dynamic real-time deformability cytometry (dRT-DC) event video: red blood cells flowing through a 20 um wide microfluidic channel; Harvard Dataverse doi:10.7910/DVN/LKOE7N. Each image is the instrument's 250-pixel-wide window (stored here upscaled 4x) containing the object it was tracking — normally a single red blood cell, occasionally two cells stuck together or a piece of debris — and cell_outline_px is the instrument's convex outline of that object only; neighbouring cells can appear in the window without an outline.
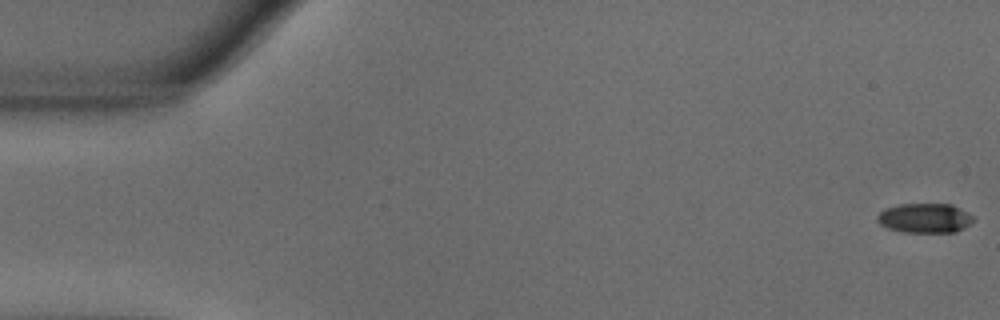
{"species": "common noctule bat (a hibernating species)", "species_latin": "Nyctalus noctula", "temperature_condition": "warm", "stored_images_in_passage": 56, "camera_frame_rate_fps": 3000, "um_per_image_px": 0.085, "animal": {"sex": "male", "body_mass_g": 18.8}, "frame": {"image": 1, "passage_image": 1, "time_ms": 0.0, "image_size_px": [1000, 320], "cell_outline_px": [[976, 220], [964, 228], [956, 232], [904, 232], [888, 228], [880, 224], [876, 220], [876, 216], [884, 208], [900, 204], [952, 204], [976, 216]], "centroid_in_image_um": [78.65, 18.53], "position_along_channel_um": 6.4, "area_um2": 16.82}}
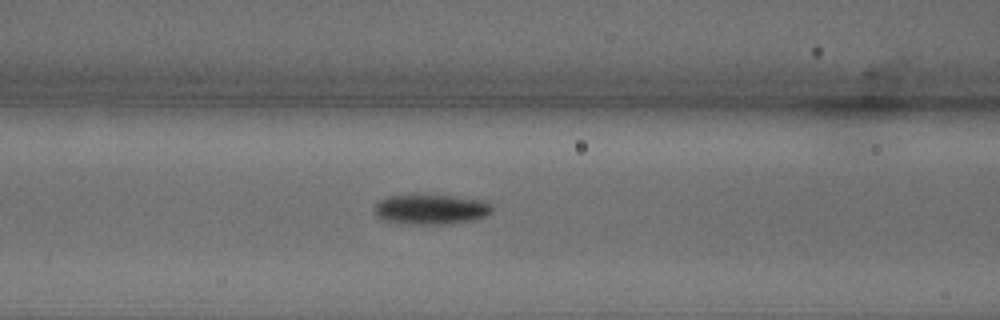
{"frame": {"image": 2, "passage_image": 23, "time_ms": 7.333, "image_size_px": [1000, 320], "cell_outline_px": [[492, 212], [484, 216], [472, 220], [444, 224], [408, 224], [384, 220], [376, 216], [372, 208], [380, 200], [388, 196], [412, 192], [416, 192], [488, 200], [492, 208]], "centroid_in_image_um": [36.58, 17.74], "position_along_channel_um": 130.0, "area_um2": 21.39}}
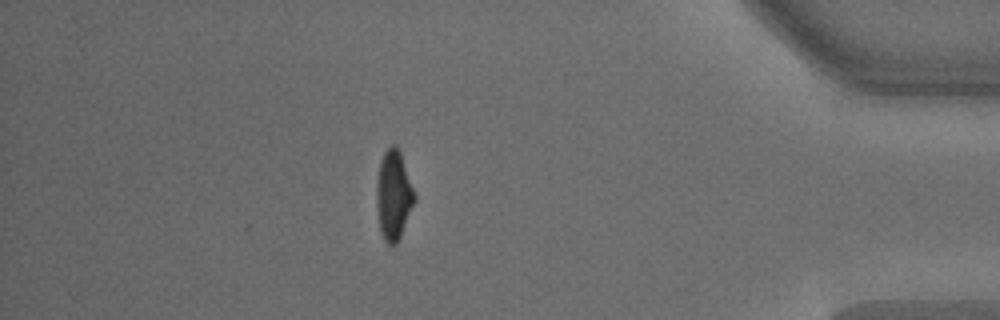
{"frame": {"image": 3, "passage_image": 49, "time_ms": 16.0, "image_size_px": [1000, 320], "cell_outline_px": [[416, 200], [400, 236], [396, 244], [392, 248], [384, 240], [380, 232], [376, 204], [376, 184], [380, 160], [384, 152], [392, 144], [396, 144], [400, 152], [416, 196]], "centroid_in_image_um": [33.44, 16.61], "position_along_channel_um": 401.8, "area_um2": 19.88}, "authors_computed_cell_mechanics": {"area_um2": 19.5942, "velocity_mm_per_s": 3.62, "shape_relaxation_time_tau1_ms": 2.5762, "shape_relaxation_time_tau2_ms": 2.4202, "deformation_change_tau1": 0.1713, "deformation_change_tau2": 0.0804}}